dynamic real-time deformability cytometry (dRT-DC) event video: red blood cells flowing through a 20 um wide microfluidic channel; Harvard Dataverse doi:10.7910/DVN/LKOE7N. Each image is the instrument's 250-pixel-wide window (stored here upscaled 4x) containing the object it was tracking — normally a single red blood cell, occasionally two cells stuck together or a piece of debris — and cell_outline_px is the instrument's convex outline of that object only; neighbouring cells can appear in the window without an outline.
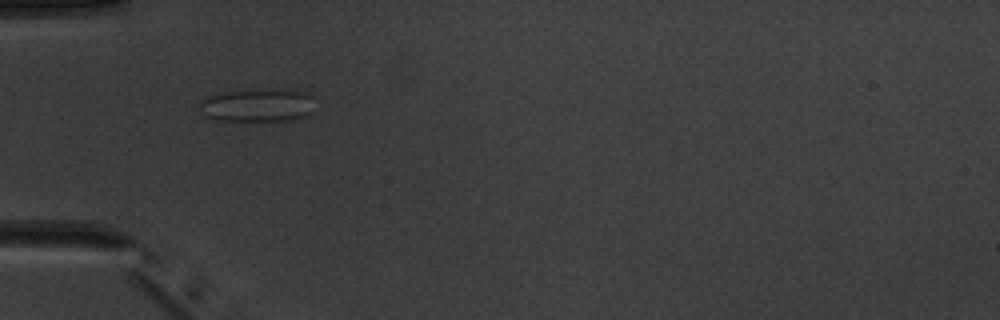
{"species": "common noctule bat (a hibernating species)", "species_latin": "Nyctalus noctula", "temperature_condition": "warm", "stored_images_in_passage": 5, "camera_frame_rate_fps": 3000, "um_per_image_px": 0.085, "animal": {"sex": "male", "body_mass_g": 20.1, "forearm_length_mm": 53.5}, "frame": {"image": 1, "passage_image": 4, "time_ms": 5.0, "image_size_px": [1000, 320], "cell_outline_px": [[312, 112], [304, 116], [288, 120], [212, 120], [204, 116], [192, 104], [204, 96], [224, 92], [272, 88], [304, 92], [312, 96]], "centroid_in_image_um": [21.73, 8.93], "position_along_channel_um": 63.3, "area_um2": 22.77}}
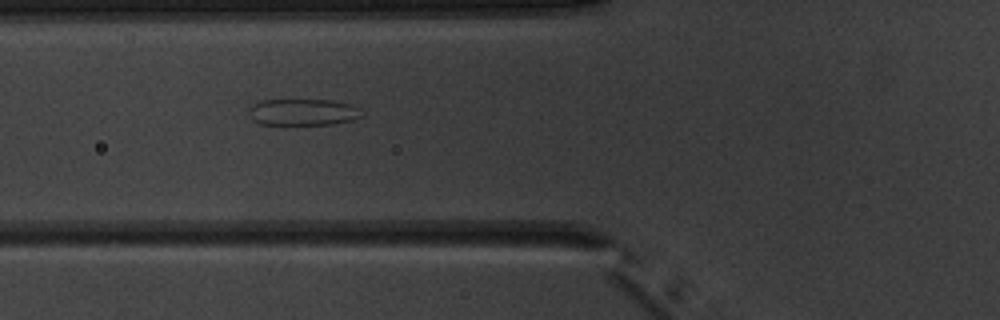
{"frame": {"image": 2, "passage_image": 5, "time_ms": 6.0, "image_size_px": [1000, 320], "cell_outline_px": [[364, 116], [352, 120], [332, 124], [260, 124], [252, 120], [248, 116], [248, 108], [252, 104], [260, 100], [332, 100], [348, 104], [360, 108]], "centroid_in_image_um": [25.72, 9.53], "position_along_channel_um": 100.1, "area_um2": 17.63}}